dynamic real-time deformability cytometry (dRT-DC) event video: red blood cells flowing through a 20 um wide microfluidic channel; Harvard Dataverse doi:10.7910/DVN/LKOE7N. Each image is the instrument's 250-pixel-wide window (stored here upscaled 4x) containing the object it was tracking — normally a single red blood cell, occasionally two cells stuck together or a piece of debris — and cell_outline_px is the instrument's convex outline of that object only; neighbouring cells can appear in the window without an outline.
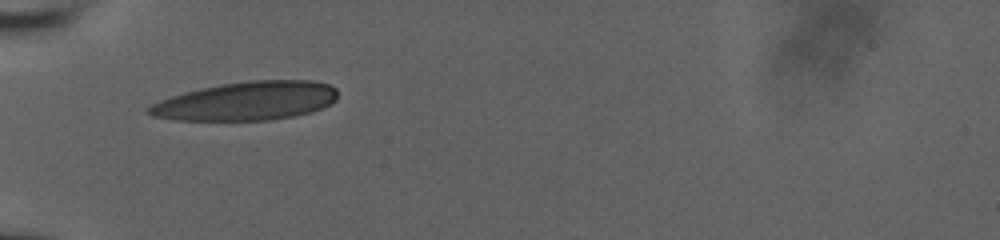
{"species": "human", "species_latin": "Homo sapiens", "temperature_condition": "room temperature", "stored_images_in_passage": 30, "camera_frame_rate_fps": 3000, "um_per_image_px": 0.085, "donor": {"sex": "male"}, "frame": {"image": 1, "passage_image": 1, "time_ms": 0.0, "image_size_px": [1000, 240], "cell_outline_px": [[336, 100], [332, 104], [312, 112], [292, 116], [268, 120], [176, 120], [152, 116], [144, 112], [152, 104], [160, 100], [184, 92], [224, 84], [252, 80], [312, 80], [328, 84], [336, 88]], "centroid_in_image_um": [20.98, 8.59], "position_along_channel_um": 64.0, "area_um2": 42.37}}
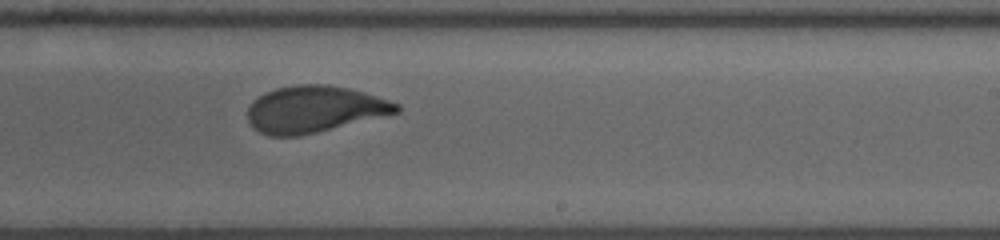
{"frame": {"image": 2, "passage_image": 17, "time_ms": 5.333, "image_size_px": [1000, 240], "cell_outline_px": [[400, 112], [300, 136], [268, 136], [252, 128], [248, 120], [248, 108], [264, 92], [276, 88], [296, 84], [328, 84], [348, 88], [364, 92], [400, 104]], "centroid_in_image_um": [26.71, 9.28], "position_along_channel_um": 262.3, "area_um2": 40.34}}
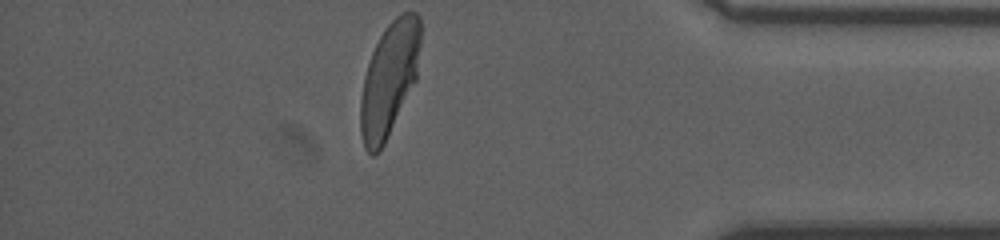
{"frame": {"image": 3, "passage_image": 30, "time_ms": 9.667, "image_size_px": [1000, 240], "cell_outline_px": [[420, 44], [416, 80], [380, 152], [372, 156], [364, 148], [360, 132], [360, 100], [364, 76], [372, 52], [384, 28], [400, 12], [416, 12], [420, 16]], "centroid_in_image_um": [33.07, 6.74], "position_along_channel_um": 402.1, "area_um2": 39.88}, "authors_computed_cell_mechanics": {"area_um2": 40.6912, "velocity_mm_per_s": 3.8508, "shape_relaxation_time_tau1_ms": 4.3591, "shape_relaxation_time_tau2_ms": 0.9631, "deformation_change_tau1": 0.1922, "deformation_change_tau2": 0.0726}}